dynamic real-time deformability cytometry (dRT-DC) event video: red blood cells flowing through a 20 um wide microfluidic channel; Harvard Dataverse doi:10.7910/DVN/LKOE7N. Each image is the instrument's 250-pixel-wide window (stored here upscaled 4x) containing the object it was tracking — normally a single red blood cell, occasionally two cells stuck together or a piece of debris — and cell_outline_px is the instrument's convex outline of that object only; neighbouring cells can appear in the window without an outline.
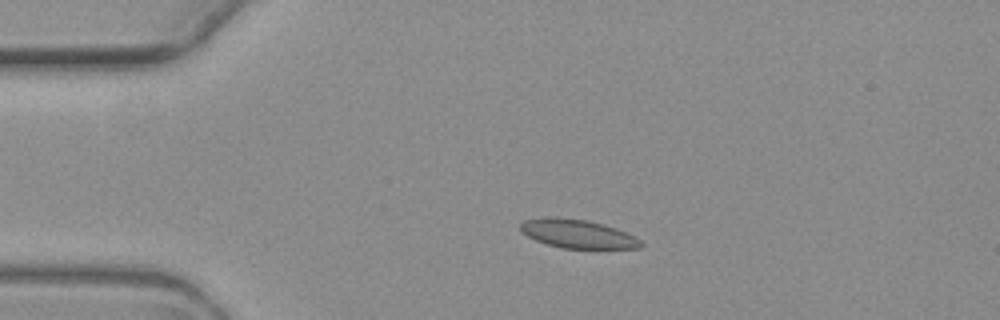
{"species": "common noctule bat (a hibernating species)", "species_latin": "Nyctalus noctula", "temperature_condition": "warm", "stored_images_in_passage": 4, "camera_frame_rate_fps": 3000, "um_per_image_px": 0.085, "animal": {"sex": "female", "body_mass_g": 19.3, "forearm_length_mm": 54.1}, "frame": {"image": 1, "passage_image": 3, "time_ms": 2.333, "image_size_px": [1000, 320], "cell_outline_px": [[644, 244], [640, 248], [564, 248], [548, 244], [536, 240], [528, 236], [520, 228], [520, 224], [524, 220], [544, 216], [556, 216], [588, 220], [616, 228], [640, 240]], "centroid_in_image_um": [49.07, 19.85], "position_along_channel_um": 35.9, "area_um2": 19.94}}